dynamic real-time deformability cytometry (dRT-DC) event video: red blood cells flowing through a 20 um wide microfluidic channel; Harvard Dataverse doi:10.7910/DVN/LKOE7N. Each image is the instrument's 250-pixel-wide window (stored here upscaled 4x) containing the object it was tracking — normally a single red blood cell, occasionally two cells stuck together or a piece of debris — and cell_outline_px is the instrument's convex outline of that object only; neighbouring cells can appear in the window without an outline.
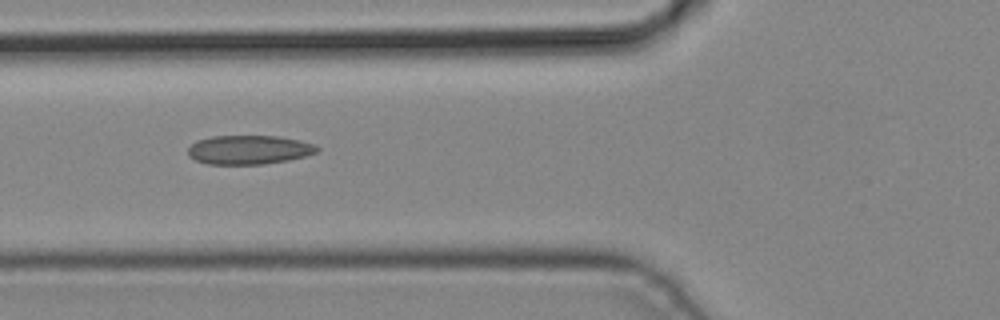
{"species": "common noctule bat (a hibernating species)", "species_latin": "Nyctalus noctula", "temperature_condition": "cold", "stored_images_in_passage": 4, "camera_frame_rate_fps": 3000, "um_per_image_px": 0.085, "animal": {"sex": "male", "body_mass_g": 19.2, "forearm_length_mm": 51.8}, "frame": {"image": 1, "passage_image": 4, "time_ms": 1.0, "image_size_px": [1000, 320], "cell_outline_px": [[320, 148], [316, 152], [304, 156], [288, 160], [264, 164], [208, 164], [196, 160], [188, 156], [188, 148], [196, 140], [212, 136], [280, 136], [300, 140], [316, 144]], "centroid_in_image_um": [21.17, 12.72], "position_along_channel_um": 104.6, "area_um2": 21.91}}